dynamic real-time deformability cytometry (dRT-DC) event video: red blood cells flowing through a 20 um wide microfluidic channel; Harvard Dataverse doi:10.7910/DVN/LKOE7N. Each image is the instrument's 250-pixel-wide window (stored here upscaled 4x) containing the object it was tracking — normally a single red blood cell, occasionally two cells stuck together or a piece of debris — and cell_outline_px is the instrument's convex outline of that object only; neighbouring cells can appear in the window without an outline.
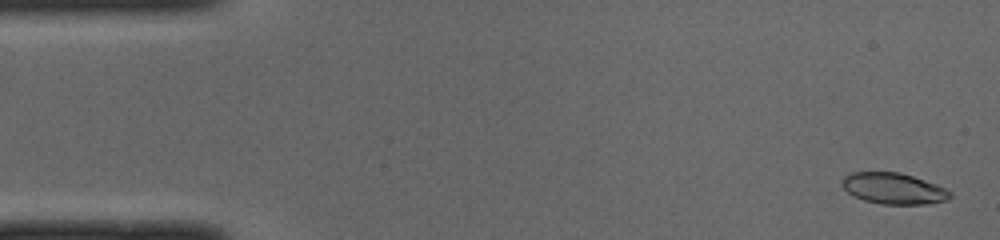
{"species": "common noctule bat (a hibernating species)", "species_latin": "Nyctalus noctula", "temperature_condition": "cold", "stored_images_in_passage": 13, "camera_frame_rate_fps": 3000, "um_per_image_px": 0.085, "animal": {"sex": "male", "body_mass_g": 19.0, "forearm_length_mm": 50.8}, "frame": {"image": 1, "passage_image": 2, "time_ms": 0.333, "image_size_px": [1000, 240], "cell_outline_px": [[952, 196], [944, 200], [924, 204], [880, 204], [864, 200], [848, 192], [840, 184], [840, 180], [844, 176], [852, 172], [900, 172], [936, 184], [952, 192]], "centroid_in_image_um": [75.92, 16.01], "position_along_channel_um": 9.1, "area_um2": 19.48}}